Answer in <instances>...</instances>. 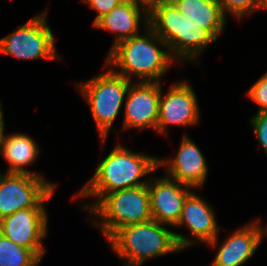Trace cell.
I'll return each instance as SVG.
<instances>
[{
	"instance_id": "6da1fadb",
	"label": "cell",
	"mask_w": 267,
	"mask_h": 266,
	"mask_svg": "<svg viewBox=\"0 0 267 266\" xmlns=\"http://www.w3.org/2000/svg\"><path fill=\"white\" fill-rule=\"evenodd\" d=\"M108 242L118 257L125 260L126 266H142L147 259L178 252L197 243L183 234L168 230L155 220L124 226Z\"/></svg>"
},
{
	"instance_id": "7a4b0ae2",
	"label": "cell",
	"mask_w": 267,
	"mask_h": 266,
	"mask_svg": "<svg viewBox=\"0 0 267 266\" xmlns=\"http://www.w3.org/2000/svg\"><path fill=\"white\" fill-rule=\"evenodd\" d=\"M144 29V35L133 36L111 48L106 66L130 81L135 75L141 78V82H160L174 58L170 52L157 47L158 43L168 49V45L149 26ZM114 67L120 70L115 71Z\"/></svg>"
},
{
	"instance_id": "3957f363",
	"label": "cell",
	"mask_w": 267,
	"mask_h": 266,
	"mask_svg": "<svg viewBox=\"0 0 267 266\" xmlns=\"http://www.w3.org/2000/svg\"><path fill=\"white\" fill-rule=\"evenodd\" d=\"M158 168V159L147 154L134 153L121 144L100 162L93 177L83 186L80 197H96L98 201L108 193L147 185L142 176Z\"/></svg>"
},
{
	"instance_id": "277c9868",
	"label": "cell",
	"mask_w": 267,
	"mask_h": 266,
	"mask_svg": "<svg viewBox=\"0 0 267 266\" xmlns=\"http://www.w3.org/2000/svg\"><path fill=\"white\" fill-rule=\"evenodd\" d=\"M148 26L168 45L171 56L182 62L198 60L200 53L216 41L169 0H160L148 8Z\"/></svg>"
},
{
	"instance_id": "5b68a950",
	"label": "cell",
	"mask_w": 267,
	"mask_h": 266,
	"mask_svg": "<svg viewBox=\"0 0 267 266\" xmlns=\"http://www.w3.org/2000/svg\"><path fill=\"white\" fill-rule=\"evenodd\" d=\"M84 208L98 217L93 226L97 225L107 239L124 226L152 220L148 184L105 194Z\"/></svg>"
},
{
	"instance_id": "8992f818",
	"label": "cell",
	"mask_w": 267,
	"mask_h": 266,
	"mask_svg": "<svg viewBox=\"0 0 267 266\" xmlns=\"http://www.w3.org/2000/svg\"><path fill=\"white\" fill-rule=\"evenodd\" d=\"M130 84L129 79L118 75L112 68L86 82L76 84L90 106L103 145Z\"/></svg>"
},
{
	"instance_id": "52a82bcc",
	"label": "cell",
	"mask_w": 267,
	"mask_h": 266,
	"mask_svg": "<svg viewBox=\"0 0 267 266\" xmlns=\"http://www.w3.org/2000/svg\"><path fill=\"white\" fill-rule=\"evenodd\" d=\"M47 13L35 15L12 34L0 39V53L19 60L59 59Z\"/></svg>"
},
{
	"instance_id": "ba28073f",
	"label": "cell",
	"mask_w": 267,
	"mask_h": 266,
	"mask_svg": "<svg viewBox=\"0 0 267 266\" xmlns=\"http://www.w3.org/2000/svg\"><path fill=\"white\" fill-rule=\"evenodd\" d=\"M0 171V220L18 210L45 207L56 185L41 176Z\"/></svg>"
},
{
	"instance_id": "9c48e42d",
	"label": "cell",
	"mask_w": 267,
	"mask_h": 266,
	"mask_svg": "<svg viewBox=\"0 0 267 266\" xmlns=\"http://www.w3.org/2000/svg\"><path fill=\"white\" fill-rule=\"evenodd\" d=\"M47 212L45 207H31L0 220V233L18 246L32 250L40 259L46 249L42 239L47 236Z\"/></svg>"
},
{
	"instance_id": "30bf717a",
	"label": "cell",
	"mask_w": 267,
	"mask_h": 266,
	"mask_svg": "<svg viewBox=\"0 0 267 266\" xmlns=\"http://www.w3.org/2000/svg\"><path fill=\"white\" fill-rule=\"evenodd\" d=\"M199 120L196 94L187 81L174 83L166 95L159 100V117L156 131L167 134L168 125L190 126Z\"/></svg>"
},
{
	"instance_id": "8fae6325",
	"label": "cell",
	"mask_w": 267,
	"mask_h": 266,
	"mask_svg": "<svg viewBox=\"0 0 267 266\" xmlns=\"http://www.w3.org/2000/svg\"><path fill=\"white\" fill-rule=\"evenodd\" d=\"M160 82L131 83L125 97L123 129L153 128L156 130L159 117Z\"/></svg>"
},
{
	"instance_id": "7c38bea8",
	"label": "cell",
	"mask_w": 267,
	"mask_h": 266,
	"mask_svg": "<svg viewBox=\"0 0 267 266\" xmlns=\"http://www.w3.org/2000/svg\"><path fill=\"white\" fill-rule=\"evenodd\" d=\"M154 181L148 183L152 220L174 227L180 220L184 201L192 188L167 176Z\"/></svg>"
},
{
	"instance_id": "4fadbf2b",
	"label": "cell",
	"mask_w": 267,
	"mask_h": 266,
	"mask_svg": "<svg viewBox=\"0 0 267 266\" xmlns=\"http://www.w3.org/2000/svg\"><path fill=\"white\" fill-rule=\"evenodd\" d=\"M166 165L167 177L191 188L203 186L208 166L199 147L186 134L174 159H158V167Z\"/></svg>"
},
{
	"instance_id": "5bb4252c",
	"label": "cell",
	"mask_w": 267,
	"mask_h": 266,
	"mask_svg": "<svg viewBox=\"0 0 267 266\" xmlns=\"http://www.w3.org/2000/svg\"><path fill=\"white\" fill-rule=\"evenodd\" d=\"M255 221L224 240L211 266H241L253 256L262 242L261 226Z\"/></svg>"
},
{
	"instance_id": "9a60e30c",
	"label": "cell",
	"mask_w": 267,
	"mask_h": 266,
	"mask_svg": "<svg viewBox=\"0 0 267 266\" xmlns=\"http://www.w3.org/2000/svg\"><path fill=\"white\" fill-rule=\"evenodd\" d=\"M143 18V20H141ZM140 20L148 26V7L144 4L120 2L109 13L99 18L93 26L116 33L112 48L119 42L139 35Z\"/></svg>"
},
{
	"instance_id": "2e32d148",
	"label": "cell",
	"mask_w": 267,
	"mask_h": 266,
	"mask_svg": "<svg viewBox=\"0 0 267 266\" xmlns=\"http://www.w3.org/2000/svg\"><path fill=\"white\" fill-rule=\"evenodd\" d=\"M186 225L196 240L210 246L217 245V226L215 214L204 199L191 192L184 201L182 214L176 226Z\"/></svg>"
},
{
	"instance_id": "e0dca14e",
	"label": "cell",
	"mask_w": 267,
	"mask_h": 266,
	"mask_svg": "<svg viewBox=\"0 0 267 266\" xmlns=\"http://www.w3.org/2000/svg\"><path fill=\"white\" fill-rule=\"evenodd\" d=\"M185 17L207 30L215 39L222 33L226 17L218 0H169Z\"/></svg>"
},
{
	"instance_id": "ac0fdd59",
	"label": "cell",
	"mask_w": 267,
	"mask_h": 266,
	"mask_svg": "<svg viewBox=\"0 0 267 266\" xmlns=\"http://www.w3.org/2000/svg\"><path fill=\"white\" fill-rule=\"evenodd\" d=\"M39 153L36 141L29 135L21 133L6 135L0 147V154L10 164L6 173L31 174L42 177V175L36 172L32 173L25 168L35 161Z\"/></svg>"
},
{
	"instance_id": "d6986e66",
	"label": "cell",
	"mask_w": 267,
	"mask_h": 266,
	"mask_svg": "<svg viewBox=\"0 0 267 266\" xmlns=\"http://www.w3.org/2000/svg\"><path fill=\"white\" fill-rule=\"evenodd\" d=\"M40 261L32 250L18 246L0 233V266H38Z\"/></svg>"
},
{
	"instance_id": "ffe728a7",
	"label": "cell",
	"mask_w": 267,
	"mask_h": 266,
	"mask_svg": "<svg viewBox=\"0 0 267 266\" xmlns=\"http://www.w3.org/2000/svg\"><path fill=\"white\" fill-rule=\"evenodd\" d=\"M222 11L232 13L238 19L261 9V0H218Z\"/></svg>"
},
{
	"instance_id": "44dd1931",
	"label": "cell",
	"mask_w": 267,
	"mask_h": 266,
	"mask_svg": "<svg viewBox=\"0 0 267 266\" xmlns=\"http://www.w3.org/2000/svg\"><path fill=\"white\" fill-rule=\"evenodd\" d=\"M247 96L260 106L257 113L267 112V72L250 87Z\"/></svg>"
},
{
	"instance_id": "7402d4cb",
	"label": "cell",
	"mask_w": 267,
	"mask_h": 266,
	"mask_svg": "<svg viewBox=\"0 0 267 266\" xmlns=\"http://www.w3.org/2000/svg\"><path fill=\"white\" fill-rule=\"evenodd\" d=\"M260 146L267 153V112L256 113L250 120Z\"/></svg>"
},
{
	"instance_id": "603a6c76",
	"label": "cell",
	"mask_w": 267,
	"mask_h": 266,
	"mask_svg": "<svg viewBox=\"0 0 267 266\" xmlns=\"http://www.w3.org/2000/svg\"><path fill=\"white\" fill-rule=\"evenodd\" d=\"M87 5L95 9L98 12L93 24L101 18L103 15L109 13L114 9L121 1L120 0H84Z\"/></svg>"
},
{
	"instance_id": "cb8c5ba5",
	"label": "cell",
	"mask_w": 267,
	"mask_h": 266,
	"mask_svg": "<svg viewBox=\"0 0 267 266\" xmlns=\"http://www.w3.org/2000/svg\"><path fill=\"white\" fill-rule=\"evenodd\" d=\"M4 127H5V124H4V119H3V111H2V104L0 102V147H1V144L5 138V134H4Z\"/></svg>"
},
{
	"instance_id": "d4e9b609",
	"label": "cell",
	"mask_w": 267,
	"mask_h": 266,
	"mask_svg": "<svg viewBox=\"0 0 267 266\" xmlns=\"http://www.w3.org/2000/svg\"><path fill=\"white\" fill-rule=\"evenodd\" d=\"M140 1L149 8L152 4L159 2L160 0H140Z\"/></svg>"
},
{
	"instance_id": "484cf974",
	"label": "cell",
	"mask_w": 267,
	"mask_h": 266,
	"mask_svg": "<svg viewBox=\"0 0 267 266\" xmlns=\"http://www.w3.org/2000/svg\"><path fill=\"white\" fill-rule=\"evenodd\" d=\"M121 2H129V3H139L143 4L140 0H120Z\"/></svg>"
},
{
	"instance_id": "4316f807",
	"label": "cell",
	"mask_w": 267,
	"mask_h": 266,
	"mask_svg": "<svg viewBox=\"0 0 267 266\" xmlns=\"http://www.w3.org/2000/svg\"><path fill=\"white\" fill-rule=\"evenodd\" d=\"M261 235H262V239H263L264 235H267V224L264 228H261Z\"/></svg>"
},
{
	"instance_id": "83f0119b",
	"label": "cell",
	"mask_w": 267,
	"mask_h": 266,
	"mask_svg": "<svg viewBox=\"0 0 267 266\" xmlns=\"http://www.w3.org/2000/svg\"><path fill=\"white\" fill-rule=\"evenodd\" d=\"M261 9H267V0H261Z\"/></svg>"
}]
</instances>
